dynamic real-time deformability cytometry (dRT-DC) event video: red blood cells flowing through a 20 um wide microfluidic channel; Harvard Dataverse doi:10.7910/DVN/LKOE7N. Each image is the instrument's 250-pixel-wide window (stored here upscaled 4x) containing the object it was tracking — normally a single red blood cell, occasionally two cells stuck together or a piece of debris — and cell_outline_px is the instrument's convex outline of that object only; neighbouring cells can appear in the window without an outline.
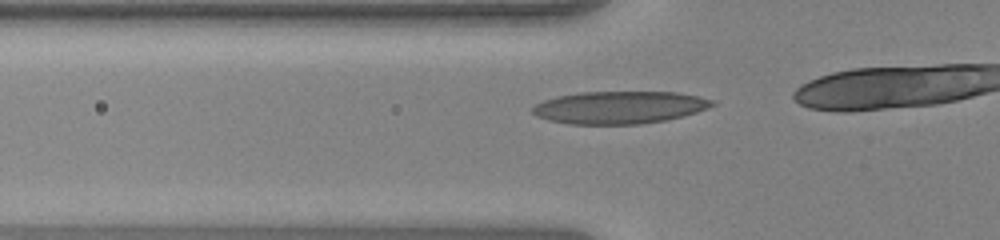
{"species": "human", "species_latin": "Homo sapiens", "temperature_condition": "warm", "stored_images_in_passage": 19, "camera_frame_rate_fps": 3000, "um_per_image_px": 0.085, "donor": {"sex": "female"}, "frame": {"image": 1, "passage_image": 14, "time_ms": 4.333, "image_size_px": [1000, 240], "cell_outline_px": [[716, 104], [708, 108], [696, 112], [664, 120], [640, 124], [568, 124], [548, 120], [536, 116], [532, 112], [532, 108], [536, 104], [544, 100], [556, 96], [580, 92], [676, 92], [716, 100]], "centroid_in_image_um": [52.63, 9.13], "position_along_channel_um": 73.2, "area_um2": 33.99}}
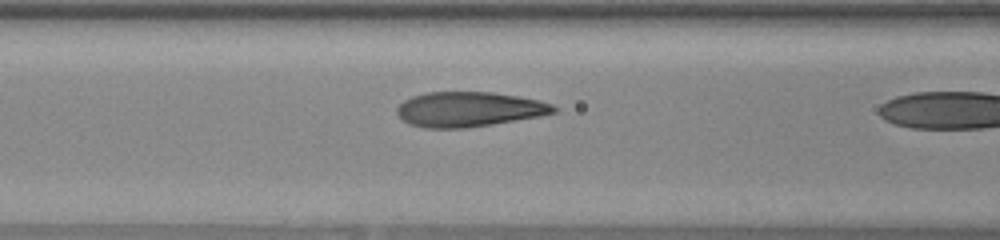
{"frame": {"image": 2, "passage_image": 18, "time_ms": 5.667, "image_size_px": [1000, 240], "cell_outline_px": [[556, 112], [540, 116], [492, 124], [464, 128], [424, 128], [408, 124], [396, 112], [396, 108], [404, 100], [412, 96], [428, 92], [492, 92], [540, 100], [552, 104], [556, 108]], "centroid_in_image_um": [39.84, 9.29], "position_along_channel_um": 126.8, "area_um2": 31.79}}